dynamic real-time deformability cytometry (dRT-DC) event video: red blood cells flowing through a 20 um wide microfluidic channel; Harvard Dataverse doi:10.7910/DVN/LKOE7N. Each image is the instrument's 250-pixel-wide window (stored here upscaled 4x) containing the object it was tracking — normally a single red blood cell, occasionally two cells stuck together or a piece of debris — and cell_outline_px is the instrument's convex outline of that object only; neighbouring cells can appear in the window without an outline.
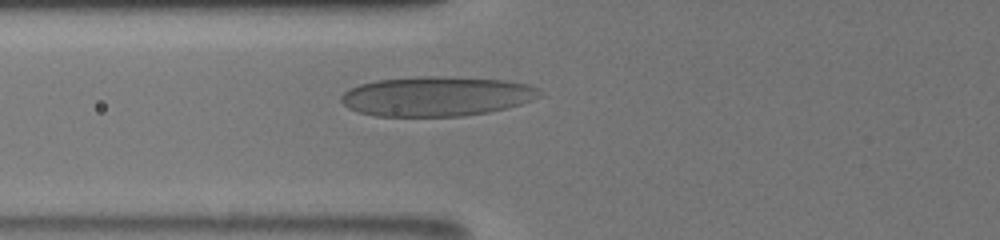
{"species": "human", "species_latin": "Homo sapiens", "temperature_condition": "room temperature", "stored_images_in_passage": 40, "camera_frame_rate_fps": 3000, "um_per_image_px": 0.085, "donor": {"sex": "male"}, "frame": {"image": 1, "passage_image": 6, "time_ms": 2.667, "image_size_px": [1000, 240], "cell_outline_px": [[544, 92], [540, 96], [532, 100], [520, 104], [488, 112], [464, 116], [376, 116], [356, 112], [348, 108], [340, 100], [340, 96], [348, 88], [360, 84], [376, 80], [416, 76], [448, 76], [508, 80], [528, 84], [540, 88]], "centroid_in_image_um": [37.11, 8.17], "position_along_channel_um": 88.7, "area_um2": 46.47}}
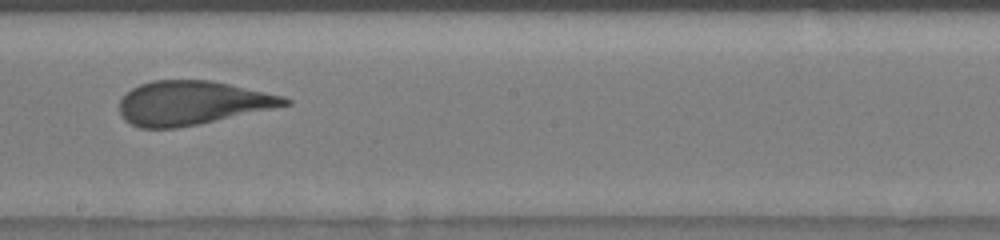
{"frame": {"image": 2, "passage_image": 15, "time_ms": 6.333, "image_size_px": [1000, 240], "cell_outline_px": [[292, 104], [200, 124], [176, 128], [140, 128], [124, 120], [120, 112], [120, 100], [132, 88], [140, 84], [152, 80], [212, 80], [284, 96], [292, 100]], "centroid_in_image_um": [16.34, 8.75], "position_along_channel_um": 231.9, "area_um2": 42.25}}
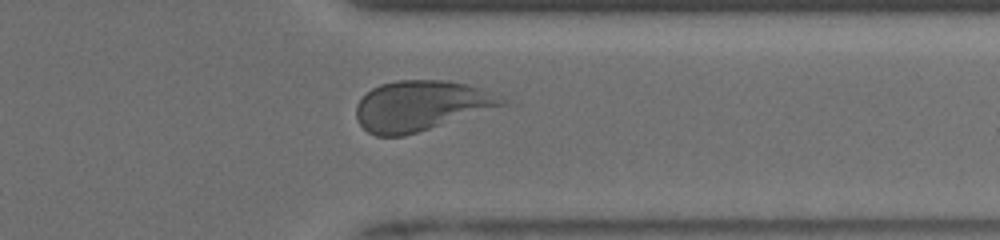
{"frame": {"image": 3, "passage_image": 29, "time_ms": 10.0, "image_size_px": [1000, 240], "cell_outline_px": [[508, 104], [404, 136], [376, 136], [368, 132], [356, 120], [356, 104], [372, 88], [380, 84], [396, 80], [448, 80], [468, 84], [492, 92], [504, 100]], "centroid_in_image_um": [35.74, 8.98], "position_along_channel_um": 375.7, "area_um2": 42.37}, "authors_computed_cell_mechanics": {"area_um2": 43.8991, "velocity_mm_per_s": 3.9133, "shape_relaxation_time_tau1_ms": 7.0146, "shape_relaxation_time_tau2_ms": null, "deformation_change_tau1": 0.1995, "deformation_change_tau2": null}}